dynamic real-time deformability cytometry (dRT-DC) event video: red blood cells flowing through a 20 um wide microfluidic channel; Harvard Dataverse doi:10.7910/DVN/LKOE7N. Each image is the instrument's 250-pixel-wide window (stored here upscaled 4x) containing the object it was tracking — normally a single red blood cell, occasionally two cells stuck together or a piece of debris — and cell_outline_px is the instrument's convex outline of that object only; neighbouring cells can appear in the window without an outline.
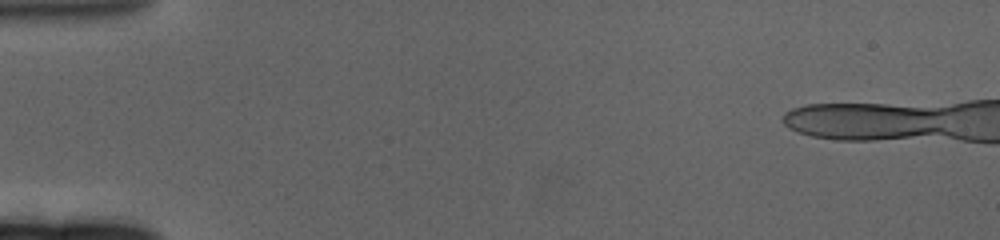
{"species": "human", "species_latin": "Homo sapiens", "temperature_condition": "cold", "stored_images_in_passage": 3, "camera_frame_rate_fps": 3000, "um_per_image_px": 0.085, "donor": {"sex": "female"}, "frame": {"image": 1, "passage_image": 1, "time_ms": 0.0, "image_size_px": [1000, 240], "cell_outline_px": [[936, 128], [924, 132], [900, 136], [824, 136], [800, 108], [824, 104], [868, 104], [908, 108], [936, 112]], "centroid_in_image_um": [73.89, 10.2], "position_along_channel_um": 11.1, "area_um2": 26.01}}